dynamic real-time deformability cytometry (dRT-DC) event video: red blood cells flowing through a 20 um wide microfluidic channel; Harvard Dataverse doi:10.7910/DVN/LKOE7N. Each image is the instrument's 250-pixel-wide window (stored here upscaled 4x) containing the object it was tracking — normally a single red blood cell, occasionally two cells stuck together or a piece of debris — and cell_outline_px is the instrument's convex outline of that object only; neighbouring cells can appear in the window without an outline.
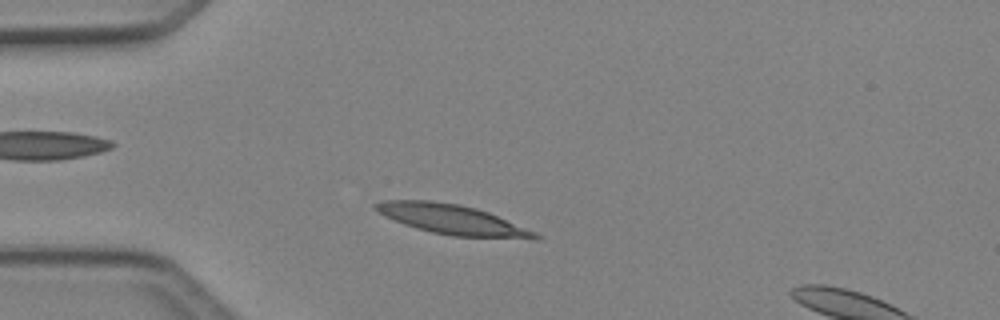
{"species": "Egyptian fruit bat (a non-hibernating species)", "species_latin": "Rousettus aegyptiacus", "temperature_condition": "cold", "stored_images_in_passage": 10, "camera_frame_rate_fps": 3000, "um_per_image_px": 0.085, "animal": {"sex": "female"}, "frame": {"image": 1, "passage_image": 7, "time_ms": 2.0, "image_size_px": [1000, 320], "cell_outline_px": [[544, 236], [540, 240], [452, 236], [432, 232], [416, 228], [404, 224], [372, 208], [372, 204], [384, 200], [428, 200], [460, 204], [476, 208], [488, 212], [536, 232]], "centroid_in_image_um": [38.52, 18.67], "position_along_channel_um": 46.5, "area_um2": 27.8}}